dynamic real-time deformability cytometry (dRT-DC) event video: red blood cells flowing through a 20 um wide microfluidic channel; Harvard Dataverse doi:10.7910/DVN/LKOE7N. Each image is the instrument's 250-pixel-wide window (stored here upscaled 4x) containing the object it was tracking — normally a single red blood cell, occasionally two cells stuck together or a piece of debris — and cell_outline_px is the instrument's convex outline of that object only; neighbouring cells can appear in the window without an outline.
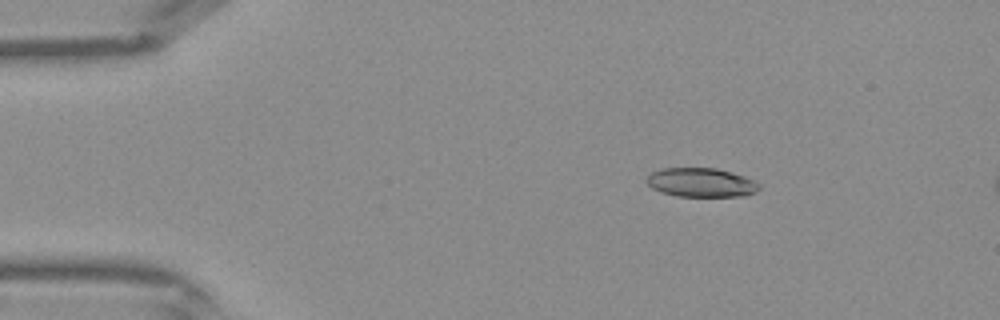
{"species": "Egyptian fruit bat (a non-hibernating species)", "species_latin": "Rousettus aegyptiacus", "temperature_condition": "warm", "stored_images_in_passage": 14, "camera_frame_rate_fps": 3000, "um_per_image_px": 0.085, "frame": {"image": 1, "passage_image": 7, "time_ms": 2.0, "image_size_px": [1000, 320], "cell_outline_px": [[760, 188], [756, 192], [744, 196], [676, 196], [660, 192], [652, 188], [644, 180], [652, 172], [660, 168], [716, 168], [732, 172], [744, 176], [760, 184]], "centroid_in_image_um": [59.58, 15.51], "position_along_channel_um": 25.4, "area_um2": 19.13}}